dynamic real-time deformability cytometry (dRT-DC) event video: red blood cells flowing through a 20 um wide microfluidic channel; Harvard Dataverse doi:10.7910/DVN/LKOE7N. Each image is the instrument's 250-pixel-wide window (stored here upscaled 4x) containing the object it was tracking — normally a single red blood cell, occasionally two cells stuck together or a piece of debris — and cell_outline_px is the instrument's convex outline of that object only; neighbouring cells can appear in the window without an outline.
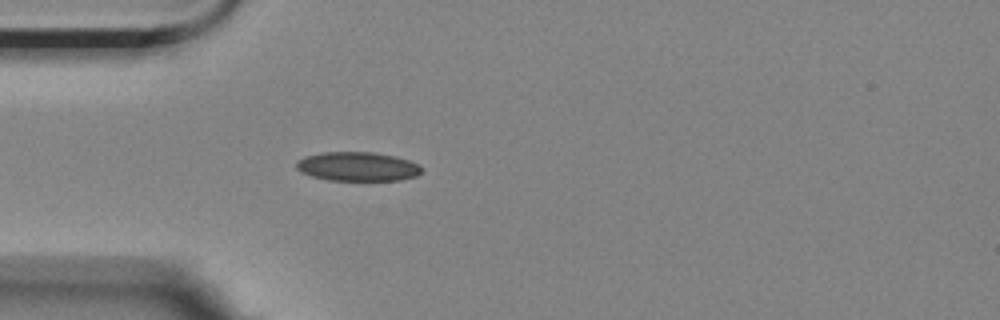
{"species": "Egyptian fruit bat (a non-hibernating species)", "species_latin": "Rousettus aegyptiacus", "temperature_condition": "room temperature", "stored_images_in_passage": 3, "camera_frame_rate_fps": 3000, "um_per_image_px": 0.085, "animal": {"sex": "female"}, "frame": {"image": 1, "passage_image": 3, "time_ms": 2.0, "image_size_px": [1000, 320], "cell_outline_px": [[424, 168], [416, 176], [400, 180], [328, 180], [312, 176], [300, 172], [296, 168], [296, 160], [304, 156], [320, 152], [372, 152], [392, 156], [408, 160], [420, 164]], "centroid_in_image_um": [30.37, 14.15], "position_along_channel_um": 54.6, "area_um2": 21.33}}